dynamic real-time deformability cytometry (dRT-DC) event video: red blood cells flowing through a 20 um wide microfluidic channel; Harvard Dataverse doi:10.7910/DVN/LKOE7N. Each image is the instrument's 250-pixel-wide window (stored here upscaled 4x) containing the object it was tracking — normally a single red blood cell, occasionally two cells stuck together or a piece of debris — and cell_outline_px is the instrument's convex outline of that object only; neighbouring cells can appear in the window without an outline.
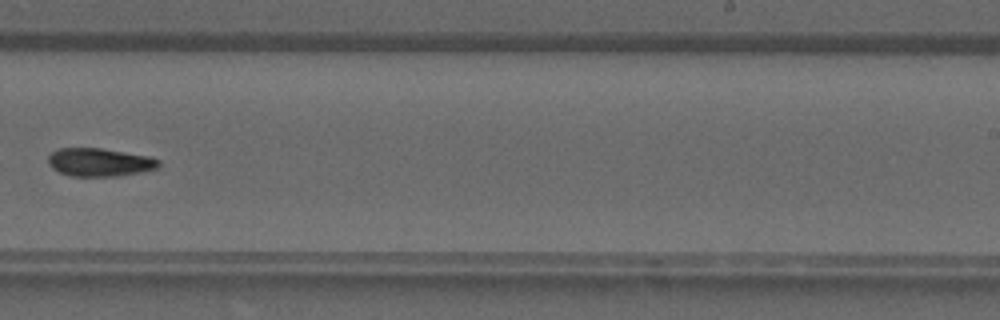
{"species": "common noctule bat (a hibernating species)", "species_latin": "Nyctalus noctula", "temperature_condition": "warm", "stored_images_in_passage": 23, "camera_frame_rate_fps": 3000, "um_per_image_px": 0.085, "animal": {"sex": "male", "forearm_length_mm": 52.5}, "frame": {"image": 1, "passage_image": 20, "time_ms": 6.333, "image_size_px": [1000, 320], "cell_outline_px": [[160, 164], [156, 168], [140, 172], [116, 176], [72, 176], [60, 172], [52, 168], [48, 164], [48, 156], [52, 152], [60, 148], [100, 148], [148, 156], [160, 160]], "centroid_in_image_um": [8.44, 13.79], "position_along_channel_um": 280.6, "area_um2": 17.98}}